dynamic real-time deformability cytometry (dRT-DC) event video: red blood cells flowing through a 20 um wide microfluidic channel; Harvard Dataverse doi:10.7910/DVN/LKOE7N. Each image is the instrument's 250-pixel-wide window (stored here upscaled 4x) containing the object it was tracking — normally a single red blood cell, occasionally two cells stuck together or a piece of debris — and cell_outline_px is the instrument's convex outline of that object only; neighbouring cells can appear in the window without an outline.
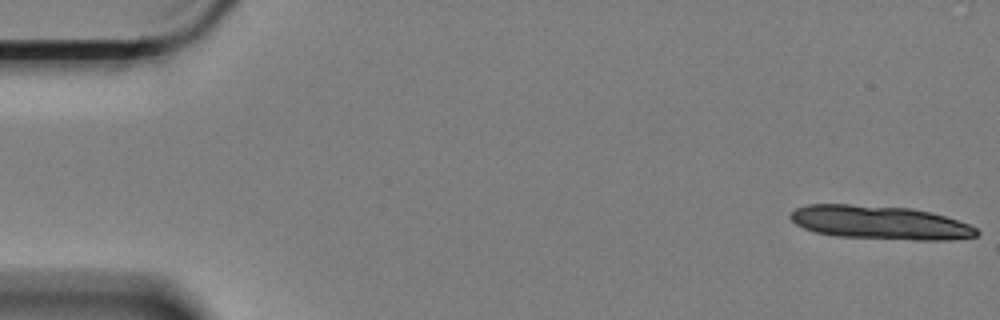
{"species": "Egyptian fruit bat (a non-hibernating species)", "species_latin": "Rousettus aegyptiacus", "temperature_condition": "cold", "stored_images_in_passage": 14, "camera_frame_rate_fps": 3000, "um_per_image_px": 0.085, "animal": {"sex": "female"}, "frame": {"image": 1, "passage_image": 1, "time_ms": 0.0, "image_size_px": [1000, 320], "cell_outline_px": [[980, 232], [976, 236], [952, 240], [916, 240], [836, 236], [816, 232], [804, 228], [796, 224], [788, 216], [796, 208], [808, 204], [852, 204], [912, 208], [932, 212], [968, 224], [976, 228]], "centroid_in_image_um": [74.8, 18.91], "position_along_channel_um": 10.2, "area_um2": 36.53}}